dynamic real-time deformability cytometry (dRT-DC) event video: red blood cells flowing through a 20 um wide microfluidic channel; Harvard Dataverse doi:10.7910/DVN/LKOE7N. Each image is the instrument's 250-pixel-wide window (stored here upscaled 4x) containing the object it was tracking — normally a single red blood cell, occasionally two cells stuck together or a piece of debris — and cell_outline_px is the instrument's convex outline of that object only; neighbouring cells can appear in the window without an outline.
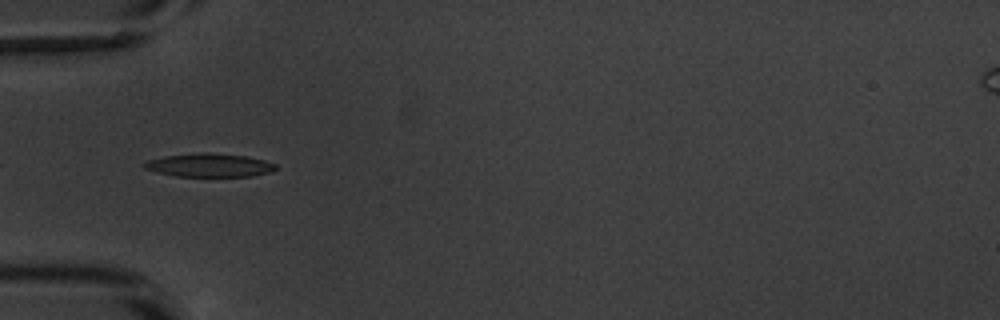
{"species": "common noctule bat (a hibernating species)", "species_latin": "Nyctalus noctula", "temperature_condition": "warm", "stored_images_in_passage": 5, "camera_frame_rate_fps": 3000, "um_per_image_px": 0.085, "animal": {"sex": "male", "body_mass_g": 20.1, "forearm_length_mm": 53.5}, "frame": {"image": 1, "passage_image": 2, "time_ms": 0.333, "image_size_px": [1000, 320], "cell_outline_px": [[276, 168], [272, 172], [252, 176], [176, 176], [156, 172], [144, 168], [144, 164], [148, 160], [164, 156], [204, 152], [208, 152], [248, 156], [264, 160], [276, 164]], "centroid_in_image_um": [17.82, 14.04], "position_along_channel_um": 67.2, "area_um2": 17.92}}